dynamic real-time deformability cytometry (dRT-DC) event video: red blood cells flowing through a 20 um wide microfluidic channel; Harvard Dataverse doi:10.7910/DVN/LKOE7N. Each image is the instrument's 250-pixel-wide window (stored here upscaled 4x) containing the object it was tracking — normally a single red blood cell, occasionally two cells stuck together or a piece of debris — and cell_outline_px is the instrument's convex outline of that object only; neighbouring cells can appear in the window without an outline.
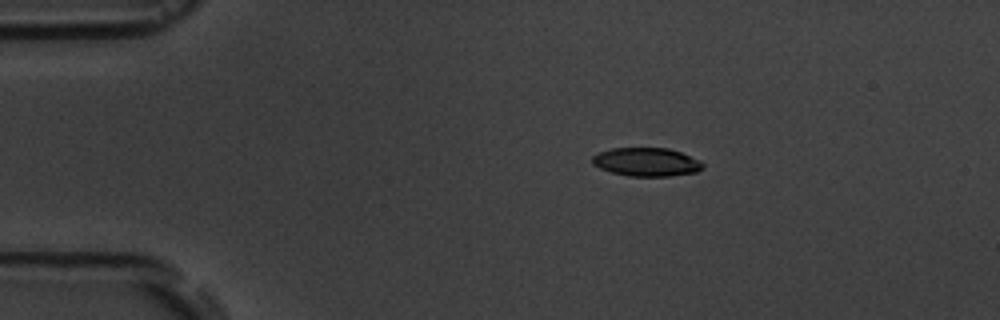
{"species": "common noctule bat (a hibernating species)", "species_latin": "Nyctalus noctula", "temperature_condition": "room temperature", "stored_images_in_passage": 7, "camera_frame_rate_fps": 3000, "um_per_image_px": 0.085, "animal": {"sex": "male", "body_mass_g": 19.5, "forearm_length_mm": 54.6}, "frame": {"image": 1, "passage_image": 2, "time_ms": 2.0, "image_size_px": [1000, 320], "cell_outline_px": [[704, 168], [696, 172], [668, 176], [628, 176], [612, 172], [600, 168], [592, 164], [592, 156], [600, 152], [612, 148], [668, 148], [680, 152], [700, 160], [704, 164]], "centroid_in_image_um": [54.96, 13.77], "position_along_channel_um": 30.0, "area_um2": 18.32}}
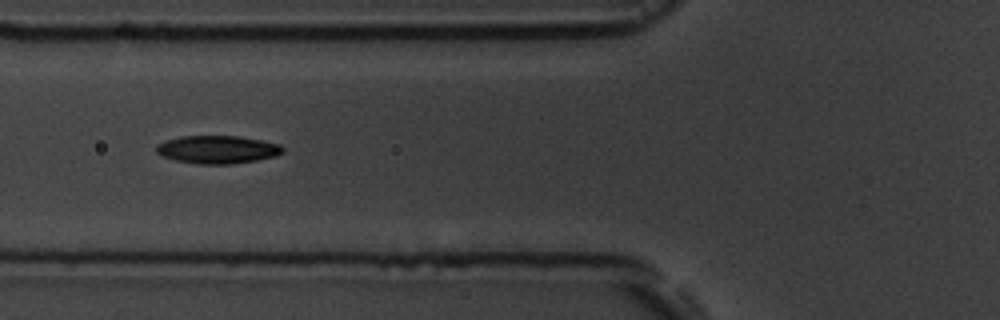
{"frame": {"image": 2, "passage_image": 5, "time_ms": 5.667, "image_size_px": [1000, 320], "cell_outline_px": [[284, 152], [276, 156], [256, 160], [232, 164], [196, 164], [176, 160], [164, 156], [156, 152], [156, 144], [164, 140], [180, 136], [240, 136], [280, 144], [284, 148]], "centroid_in_image_um": [18.48, 12.7], "position_along_channel_um": 107.3, "area_um2": 20.69}}
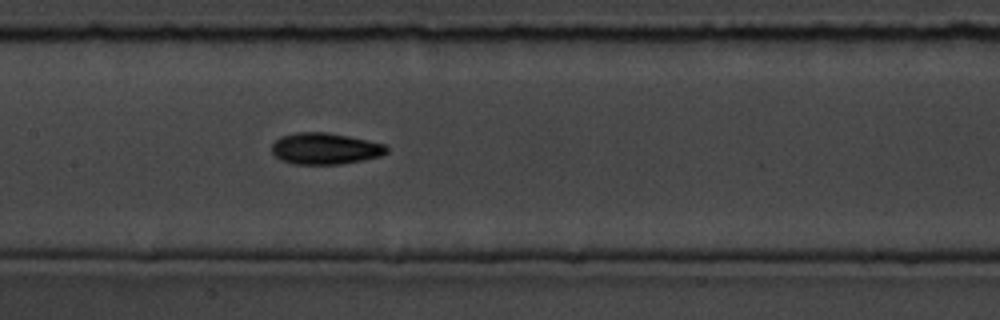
{"frame": {"image": 3, "passage_image": 7, "time_ms": 7.667, "image_size_px": [1000, 320], "cell_outline_px": [[388, 152], [380, 156], [364, 160], [340, 164], [296, 164], [280, 160], [272, 152], [272, 144], [280, 136], [296, 132], [328, 132], [368, 140], [384, 144], [388, 148]], "centroid_in_image_um": [27.63, 12.63], "position_along_channel_um": 179.8, "area_um2": 21.1}}